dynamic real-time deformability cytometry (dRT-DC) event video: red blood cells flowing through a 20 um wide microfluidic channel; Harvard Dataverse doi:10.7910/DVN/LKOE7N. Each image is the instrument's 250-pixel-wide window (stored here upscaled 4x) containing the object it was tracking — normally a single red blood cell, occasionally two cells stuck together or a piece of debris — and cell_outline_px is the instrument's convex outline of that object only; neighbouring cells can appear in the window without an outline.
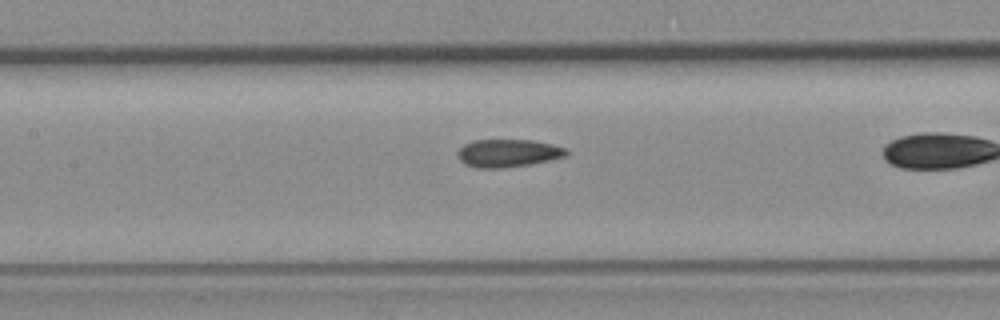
{"species": "common noctule bat (a hibernating species)", "species_latin": "Nyctalus noctula", "temperature_condition": "room temperature", "stored_images_in_passage": 41, "camera_frame_rate_fps": 3000, "um_per_image_px": 0.085, "animal": {"sex": "female", "body_mass_g": 19.3, "forearm_length_mm": 54.1}, "frame": {"image": 1, "passage_image": 23, "time_ms": 7.333, "image_size_px": [1000, 320], "cell_outline_px": [[568, 156], [532, 164], [504, 168], [476, 168], [464, 164], [456, 156], [456, 152], [464, 144], [472, 140], [532, 140], [552, 144], [568, 148]], "centroid_in_image_um": [43.18, 13.02], "position_along_channel_um": 164.2, "area_um2": 17.98}}
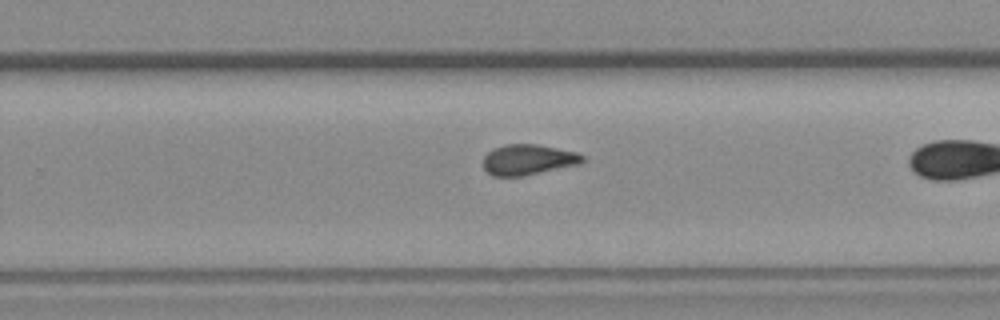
{"frame": {"image": 2, "passage_image": 33, "time_ms": 10.667, "image_size_px": [1000, 320], "cell_outline_px": [[584, 160], [580, 164], [524, 176], [492, 176], [484, 168], [484, 156], [488, 152], [496, 148], [508, 144], [536, 144], [576, 152], [584, 156]], "centroid_in_image_um": [44.9, 13.58], "position_along_channel_um": 284.9, "area_um2": 17.51}}
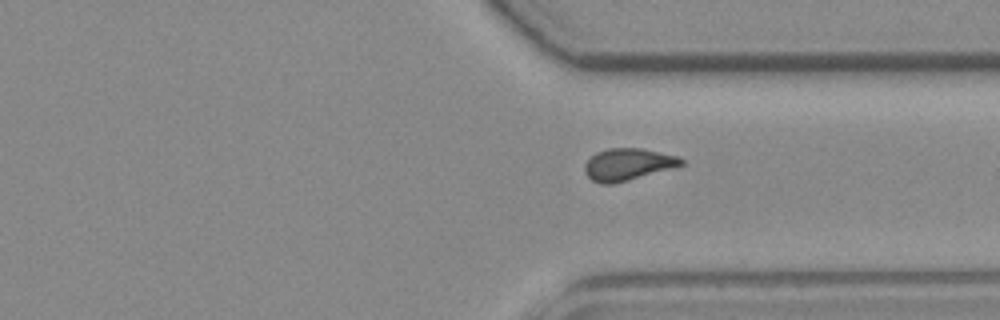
{"frame": {"image": 3, "passage_image": 39, "time_ms": 12.667, "image_size_px": [1000, 320], "cell_outline_px": [[684, 164], [672, 168], [628, 180], [612, 184], [600, 184], [592, 180], [584, 172], [584, 164], [596, 152], [608, 148], [640, 148], [676, 156], [684, 160]], "centroid_in_image_um": [53.33, 13.97], "position_along_channel_um": 358.1, "area_um2": 17.8}}